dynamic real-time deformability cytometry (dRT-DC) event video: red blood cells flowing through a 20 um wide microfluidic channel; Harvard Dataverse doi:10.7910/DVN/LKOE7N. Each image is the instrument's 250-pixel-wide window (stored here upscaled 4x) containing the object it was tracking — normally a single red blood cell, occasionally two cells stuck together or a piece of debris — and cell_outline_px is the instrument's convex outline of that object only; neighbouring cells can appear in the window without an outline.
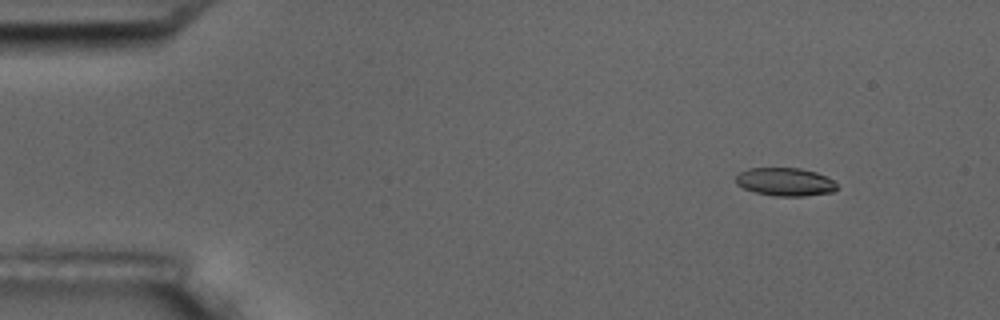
{"species": "common noctule bat (a hibernating species)", "species_latin": "Nyctalus noctula", "temperature_condition": "room temperature", "stored_images_in_passage": 6, "camera_frame_rate_fps": 3000, "um_per_image_px": 0.085, "animal": {"sex": "male", "body_mass_g": 17.5, "forearm_length_mm": 52.3}, "frame": {"image": 1, "passage_image": 2, "time_ms": 1.0, "image_size_px": [1000, 320], "cell_outline_px": [[836, 188], [832, 192], [804, 196], [772, 196], [756, 192], [744, 188], [736, 184], [736, 176], [740, 172], [748, 168], [800, 168], [816, 172], [832, 180], [836, 184]], "centroid_in_image_um": [66.71, 15.46], "position_along_channel_um": 18.3, "area_um2": 16.47}}
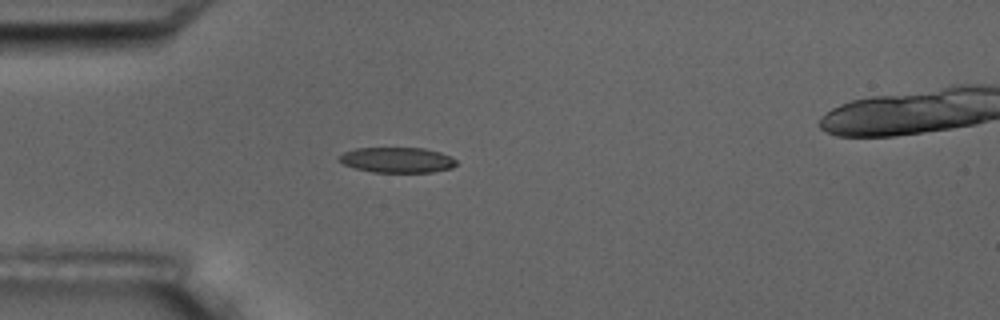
{"frame": {"image": 2, "passage_image": 5, "time_ms": 4.333, "image_size_px": [1000, 320], "cell_outline_px": [[456, 164], [452, 168], [432, 172], [372, 172], [356, 168], [344, 164], [336, 160], [336, 156], [344, 152], [356, 148], [424, 148], [440, 152], [452, 156], [456, 160]], "centroid_in_image_um": [33.74, 13.59], "position_along_channel_um": 51.3, "area_um2": 17.46}}